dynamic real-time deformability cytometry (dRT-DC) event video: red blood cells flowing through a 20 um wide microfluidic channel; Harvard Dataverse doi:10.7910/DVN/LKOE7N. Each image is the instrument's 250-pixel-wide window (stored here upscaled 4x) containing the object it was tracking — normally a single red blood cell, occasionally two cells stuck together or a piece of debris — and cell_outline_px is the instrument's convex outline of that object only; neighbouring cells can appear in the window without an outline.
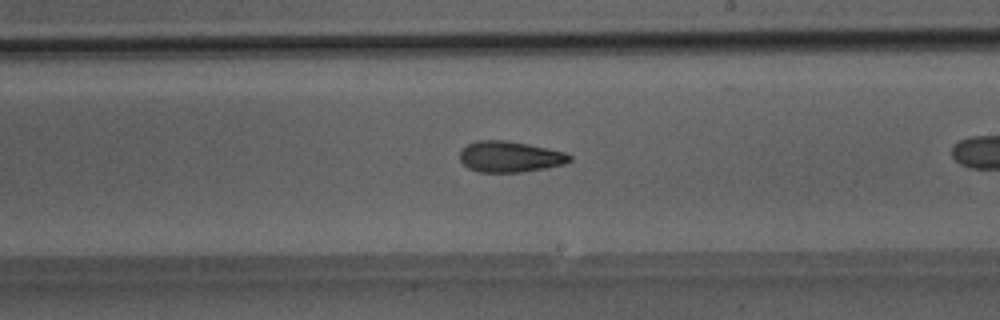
{"species": "Egyptian fruit bat (a non-hibernating species)", "species_latin": "Rousettus aegyptiacus", "temperature_condition": "room temperature", "stored_images_in_passage": 25, "camera_frame_rate_fps": 3000, "um_per_image_px": 0.085, "animal": {"sex": "male"}, "frame": {"image": 1, "passage_image": 15, "time_ms": 4.667, "image_size_px": [1000, 320], "cell_outline_px": [[572, 160], [564, 164], [544, 168], [520, 172], [480, 172], [468, 168], [460, 160], [460, 152], [468, 144], [476, 140], [504, 140], [564, 152], [572, 156]], "centroid_in_image_um": [43.32, 13.33], "position_along_channel_um": 245.7, "area_um2": 19.48}}